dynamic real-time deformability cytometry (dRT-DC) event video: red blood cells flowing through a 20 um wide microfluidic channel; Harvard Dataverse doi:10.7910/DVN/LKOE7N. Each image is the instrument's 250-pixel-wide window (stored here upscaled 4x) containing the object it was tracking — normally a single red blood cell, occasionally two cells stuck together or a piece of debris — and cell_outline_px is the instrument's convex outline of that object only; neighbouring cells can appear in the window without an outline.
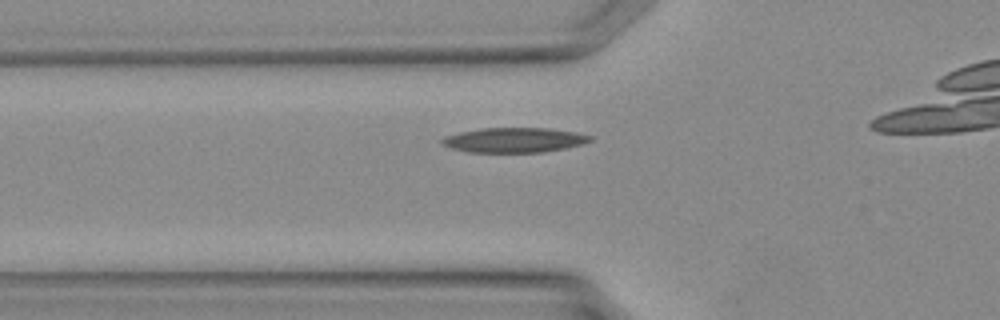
{"species": "Egyptian fruit bat (a non-hibernating species)", "species_latin": "Rousettus aegyptiacus", "temperature_condition": "warm", "stored_images_in_passage": 6, "camera_frame_rate_fps": 3000, "um_per_image_px": 0.085, "animal": {"sex": "female"}, "frame": {"image": 1, "passage_image": 2, "time_ms": 0.333, "image_size_px": [1000, 320], "cell_outline_px": [[592, 140], [580, 144], [564, 148], [540, 152], [468, 152], [452, 148], [444, 144], [440, 140], [444, 136], [460, 132], [480, 128], [548, 128], [576, 132], [592, 136]], "centroid_in_image_um": [43.69, 11.89], "position_along_channel_um": 82.1, "area_um2": 21.21}}
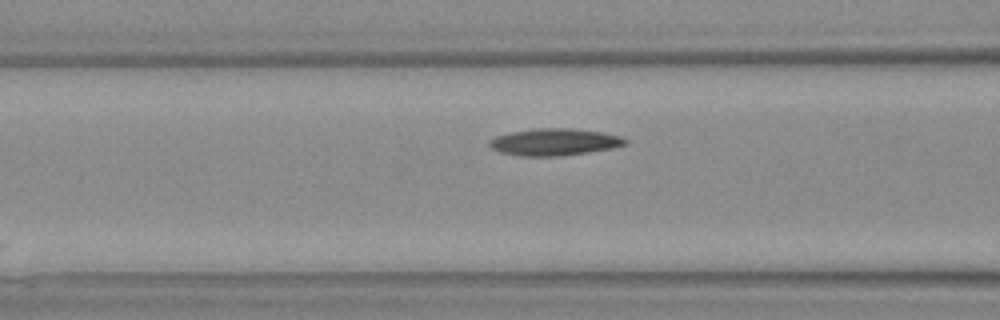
{"frame": {"image": 2, "passage_image": 4, "time_ms": 1.0, "image_size_px": [1000, 320], "cell_outline_px": [[628, 144], [612, 148], [588, 152], [560, 156], [524, 156], [500, 152], [492, 148], [488, 144], [488, 140], [496, 136], [512, 132], [536, 128], [572, 128], [600, 132], [620, 136], [628, 140]], "centroid_in_image_um": [47.13, 12.07], "position_along_channel_um": 119.5, "area_um2": 21.27}}